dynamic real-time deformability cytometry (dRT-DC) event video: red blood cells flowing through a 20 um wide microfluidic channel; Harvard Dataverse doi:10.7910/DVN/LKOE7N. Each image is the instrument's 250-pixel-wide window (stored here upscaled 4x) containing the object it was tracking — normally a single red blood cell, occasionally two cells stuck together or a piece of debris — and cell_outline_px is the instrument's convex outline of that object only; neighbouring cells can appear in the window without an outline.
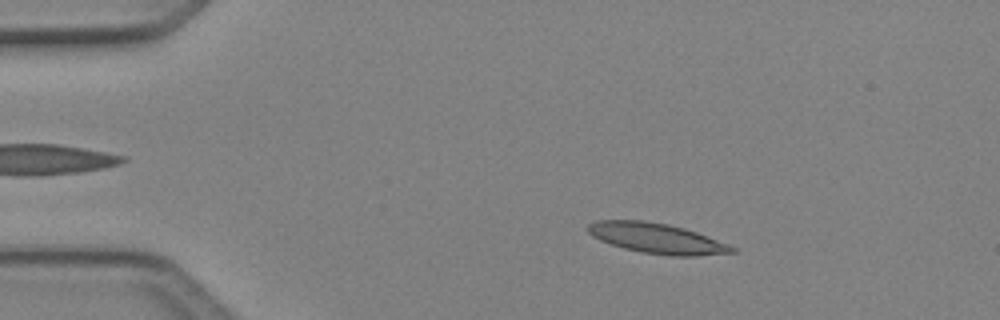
{"species": "Egyptian fruit bat (a non-hibernating species)", "species_latin": "Rousettus aegyptiacus", "temperature_condition": "cold", "stored_images_in_passage": 5, "camera_frame_rate_fps": 3000, "um_per_image_px": 0.085, "animal": {"sex": "female"}, "frame": {"image": 1, "passage_image": 2, "time_ms": 0.333, "image_size_px": [1000, 320], "cell_outline_px": [[736, 252], [700, 256], [672, 256], [640, 252], [624, 248], [600, 240], [592, 236], [588, 232], [588, 224], [596, 220], [644, 220], [668, 224], [684, 228], [696, 232], [728, 244], [736, 248]], "centroid_in_image_um": [55.83, 20.26], "position_along_channel_um": 29.2, "area_um2": 25.37}}
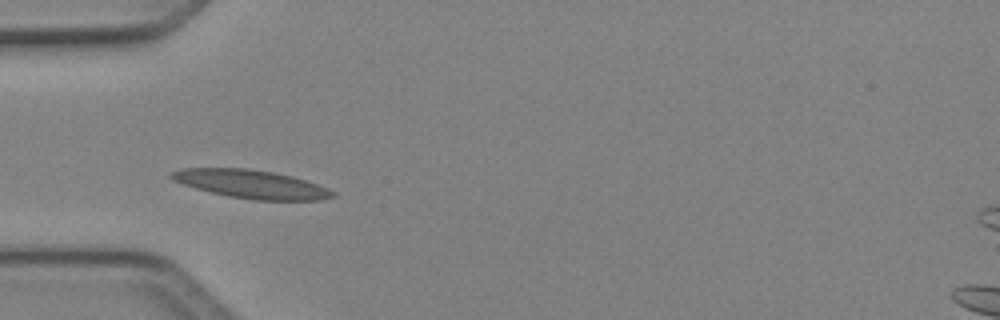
{"frame": {"image": 2, "passage_image": 4, "time_ms": 1.0, "image_size_px": [1000, 320], "cell_outline_px": [[336, 196], [320, 200], [252, 200], [228, 196], [196, 188], [172, 180], [168, 176], [168, 172], [184, 168], [248, 168], [272, 172], [292, 176], [328, 188], [336, 192]], "centroid_in_image_um": [21.34, 15.65], "position_along_channel_um": 63.7, "area_um2": 26.65}}
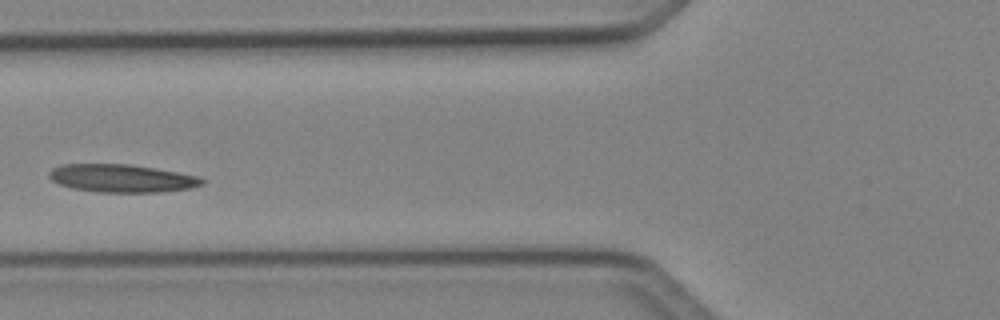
{"frame": {"image": 3, "passage_image": 5, "time_ms": 1.333, "image_size_px": [1000, 320], "cell_outline_px": [[204, 184], [192, 188], [160, 192], [96, 192], [72, 188], [60, 184], [52, 180], [48, 176], [48, 172], [52, 168], [60, 164], [128, 164], [156, 168], [200, 176], [204, 180]], "centroid_in_image_um": [10.36, 15.15], "position_along_channel_um": 115.4, "area_um2": 25.09}}